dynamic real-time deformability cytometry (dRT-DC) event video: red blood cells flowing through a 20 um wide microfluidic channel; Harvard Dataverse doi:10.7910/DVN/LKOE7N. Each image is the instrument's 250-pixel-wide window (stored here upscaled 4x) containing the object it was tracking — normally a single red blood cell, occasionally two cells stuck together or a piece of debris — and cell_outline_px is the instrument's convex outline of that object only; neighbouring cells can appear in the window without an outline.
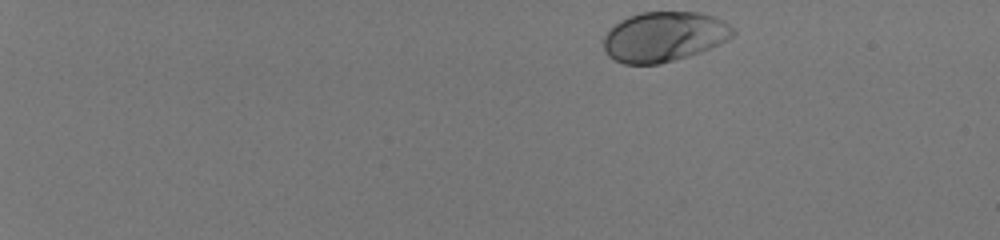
{"species": "human", "species_latin": "Homo sapiens", "temperature_condition": "room temperature", "stored_images_in_passage": 42, "camera_frame_rate_fps": 3000, "um_per_image_px": 0.085, "donor": {"sex": "male"}, "frame": {"image": 1, "passage_image": 1, "time_ms": 0.0, "image_size_px": [1000, 240], "cell_outline_px": [[736, 32], [728, 40], [720, 44], [700, 52], [688, 56], [660, 64], [624, 64], [608, 56], [604, 48], [604, 36], [620, 20], [628, 16], [640, 12], [700, 12], [724, 20], [736, 28]], "centroid_in_image_um": [56.49, 3.11], "position_along_channel_um": 28.5, "area_um2": 37.8}}
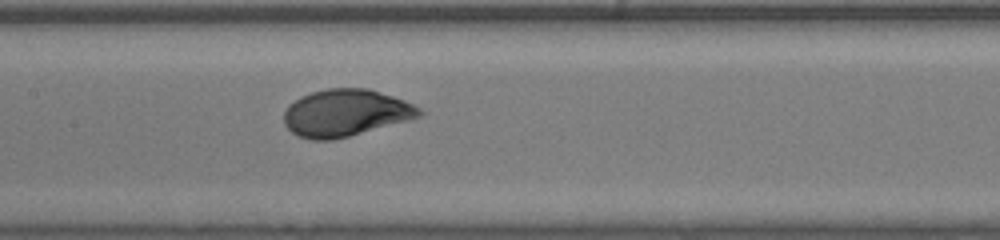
{"frame": {"image": 2, "passage_image": 24, "time_ms": 7.667, "image_size_px": [1000, 240], "cell_outline_px": [[424, 112], [420, 116], [408, 120], [348, 136], [332, 140], [308, 140], [292, 132], [284, 124], [284, 112], [288, 104], [300, 96], [312, 92], [328, 88], [368, 88], [404, 100], [420, 108]], "centroid_in_image_um": [29.34, 9.59], "position_along_channel_um": 178.1, "area_um2": 36.93}}
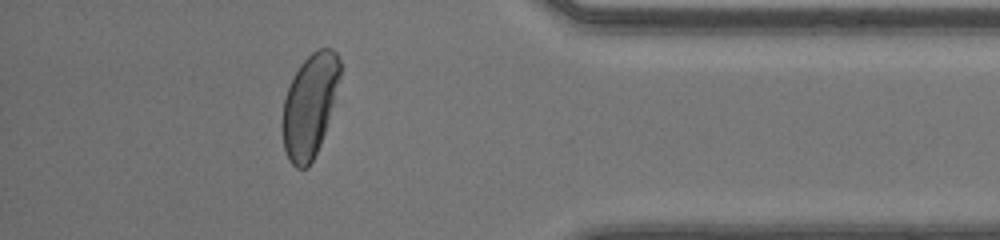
{"frame": {"image": 3, "passage_image": 42, "time_ms": 13.667, "image_size_px": [1000, 240], "cell_outline_px": [[340, 76], [324, 132], [320, 144], [308, 168], [296, 168], [292, 164], [284, 148], [284, 100], [288, 88], [300, 64], [312, 52], [320, 48], [332, 48], [336, 52], [340, 60]], "centroid_in_image_um": [26.34, 8.94], "position_along_channel_um": 408.9, "area_um2": 33.47}, "authors_computed_cell_mechanics": {"area_um2": 36.8764, "velocity_mm_per_s": 4.0931, "shape_relaxation_time_tau1_ms": 2.2013, "shape_relaxation_time_tau2_ms": null, "deformation_change_tau1": 0.155, "deformation_change_tau2": null}}